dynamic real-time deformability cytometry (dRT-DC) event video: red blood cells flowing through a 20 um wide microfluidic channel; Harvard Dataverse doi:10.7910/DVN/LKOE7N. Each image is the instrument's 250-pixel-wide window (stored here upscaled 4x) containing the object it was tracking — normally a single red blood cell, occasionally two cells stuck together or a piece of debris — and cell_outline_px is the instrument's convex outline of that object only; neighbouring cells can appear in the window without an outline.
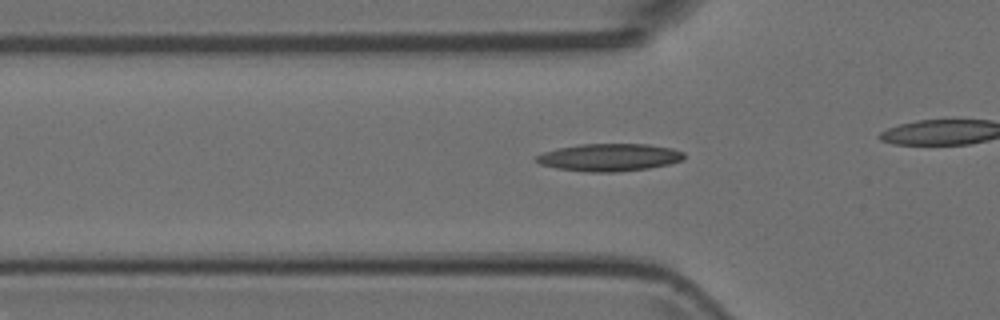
{"species": "Egyptian fruit bat (a non-hibernating species)", "species_latin": "Rousettus aegyptiacus", "temperature_condition": "room temperature", "stored_images_in_passage": 28, "camera_frame_rate_fps": 3000, "um_per_image_px": 0.085, "animal": {"sex": "female"}, "frame": {"image": 1, "passage_image": 5, "time_ms": 1.333, "image_size_px": [1000, 320], "cell_outline_px": [[684, 160], [668, 164], [648, 168], [616, 172], [588, 172], [556, 168], [540, 164], [536, 160], [536, 156], [544, 152], [556, 148], [580, 144], [648, 144], [672, 148], [684, 152]], "centroid_in_image_um": [51.8, 13.37], "position_along_channel_um": 74.0, "area_um2": 23.7}}
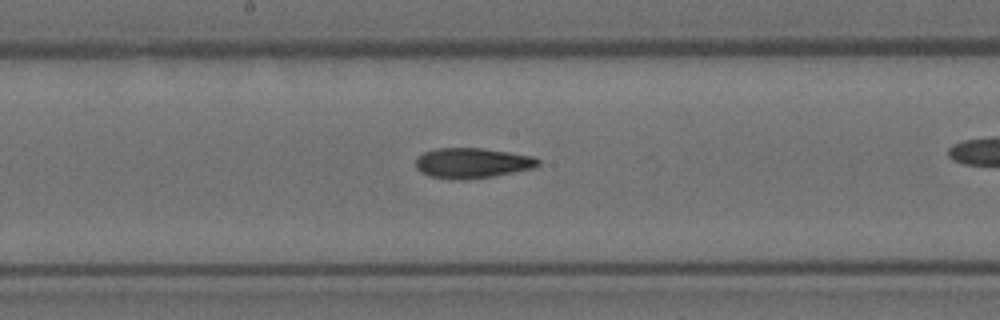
{"frame": {"image": 2, "passage_image": 15, "time_ms": 4.667, "image_size_px": [1000, 320], "cell_outline_px": [[540, 164], [536, 168], [492, 176], [460, 180], [456, 180], [428, 176], [420, 172], [416, 168], [416, 156], [424, 152], [436, 148], [480, 148], [532, 156], [540, 160]], "centroid_in_image_um": [40.1, 13.86], "position_along_channel_um": 208.1, "area_um2": 21.62}}
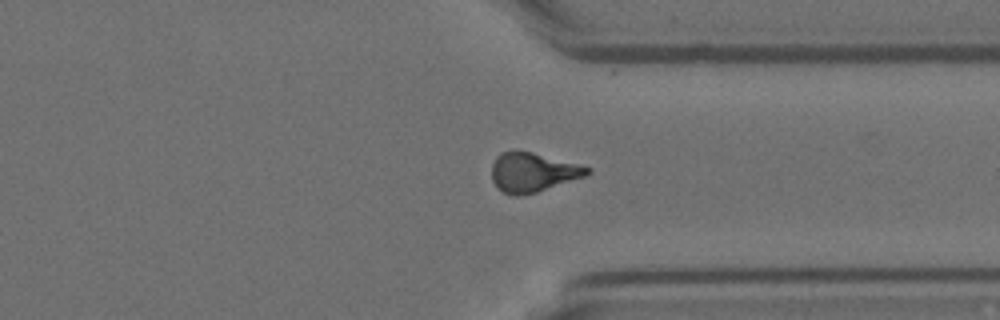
{"frame": {"image": 3, "passage_image": 27, "time_ms": 8.667, "image_size_px": [1000, 320], "cell_outline_px": [[592, 172], [588, 176], [536, 192], [520, 196], [512, 196], [504, 192], [492, 180], [492, 164], [496, 156], [500, 152], [516, 148], [532, 152], [592, 168]], "centroid_in_image_um": [45.29, 14.62], "position_along_channel_um": 366.1, "area_um2": 22.14}}